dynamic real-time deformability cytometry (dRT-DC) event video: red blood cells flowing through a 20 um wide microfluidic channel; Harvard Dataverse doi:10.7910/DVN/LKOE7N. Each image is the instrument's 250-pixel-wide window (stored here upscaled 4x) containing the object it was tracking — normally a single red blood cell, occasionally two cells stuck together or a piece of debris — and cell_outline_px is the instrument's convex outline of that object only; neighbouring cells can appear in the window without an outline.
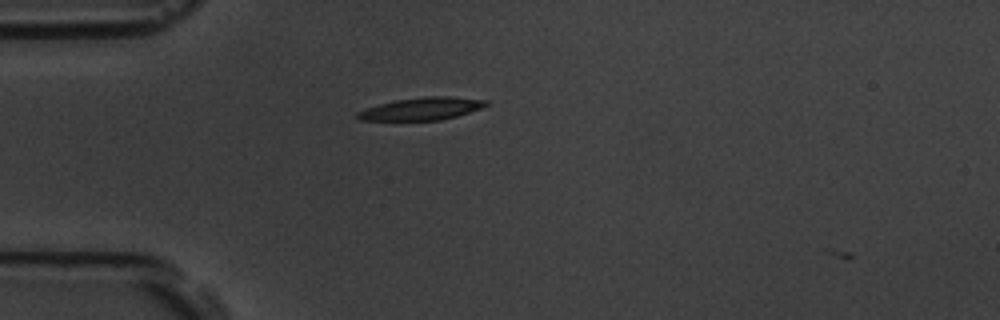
{"species": "common noctule bat (a hibernating species)", "species_latin": "Nyctalus noctula", "temperature_condition": "room temperature", "stored_images_in_passage": 5, "camera_frame_rate_fps": 3000, "um_per_image_px": 0.085, "animal": {"sex": "male", "body_mass_g": 19.5, "forearm_length_mm": 54.6}, "frame": {"image": 1, "passage_image": 4, "time_ms": 1.0, "image_size_px": [1000, 320], "cell_outline_px": [[488, 104], [480, 108], [456, 116], [440, 120], [360, 120], [356, 116], [356, 112], [380, 104], [396, 100], [424, 96], [448, 96], [488, 100]], "centroid_in_image_um": [35.85, 9.24], "position_along_channel_um": 49.2, "area_um2": 16.65}}